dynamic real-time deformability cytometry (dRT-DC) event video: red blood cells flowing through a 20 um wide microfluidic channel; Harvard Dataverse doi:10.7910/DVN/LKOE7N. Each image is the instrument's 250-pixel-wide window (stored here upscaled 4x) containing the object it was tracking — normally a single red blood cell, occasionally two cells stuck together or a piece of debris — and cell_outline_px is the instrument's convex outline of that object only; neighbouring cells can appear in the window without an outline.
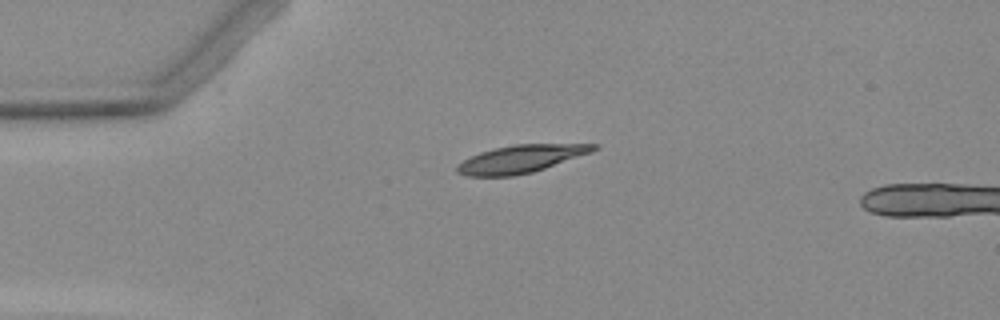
{"species": "Egyptian fruit bat (a non-hibernating species)", "species_latin": "Rousettus aegyptiacus", "temperature_condition": "warm", "stored_images_in_passage": 2, "camera_frame_rate_fps": 3000, "um_per_image_px": 0.085, "animal": {"sex": "female"}, "frame": {"image": 1, "passage_image": 1, "time_ms": 0.0, "image_size_px": [1000, 320], "cell_outline_px": [[600, 148], [592, 152], [532, 172], [512, 176], [464, 176], [456, 172], [456, 164], [480, 152], [496, 148], [516, 144], [600, 144]], "centroid_in_image_um": [44.27, 13.51], "position_along_channel_um": 40.7, "area_um2": 21.91}}